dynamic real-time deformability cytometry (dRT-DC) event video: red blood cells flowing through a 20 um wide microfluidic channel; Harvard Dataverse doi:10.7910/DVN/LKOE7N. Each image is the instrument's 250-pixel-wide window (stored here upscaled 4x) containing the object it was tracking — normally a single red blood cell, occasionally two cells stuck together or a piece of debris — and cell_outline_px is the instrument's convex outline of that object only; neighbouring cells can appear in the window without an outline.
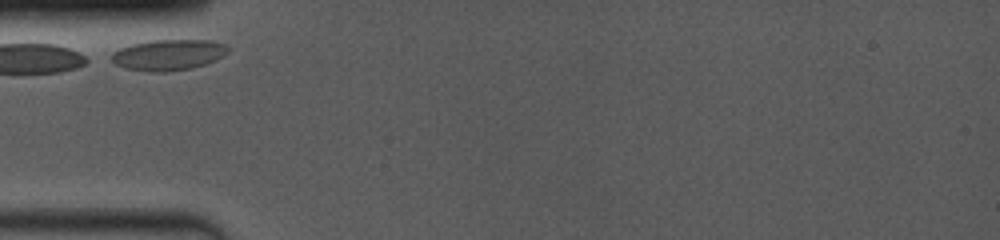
{"species": "common noctule bat (a hibernating species)", "species_latin": "Nyctalus noctula", "temperature_condition": "room temperature", "stored_images_in_passage": 18, "camera_frame_rate_fps": 4000, "um_per_image_px": 0.085, "animal": {"sex": "female", "body_mass_g": 19.0, "forearm_length_mm": 53.3}, "frame": {"image": 1, "passage_image": 1, "time_ms": 0.0, "image_size_px": [1000, 240], "cell_outline_px": [[228, 52], [216, 60], [204, 64], [188, 68], [168, 72], [148, 72], [124, 68], [116, 64], [112, 60], [112, 52], [120, 48], [132, 44], [152, 40], [208, 40], [224, 44], [228, 48]], "centroid_in_image_um": [14.29, 4.66], "position_along_channel_um": 70.7, "area_um2": 20.81}}